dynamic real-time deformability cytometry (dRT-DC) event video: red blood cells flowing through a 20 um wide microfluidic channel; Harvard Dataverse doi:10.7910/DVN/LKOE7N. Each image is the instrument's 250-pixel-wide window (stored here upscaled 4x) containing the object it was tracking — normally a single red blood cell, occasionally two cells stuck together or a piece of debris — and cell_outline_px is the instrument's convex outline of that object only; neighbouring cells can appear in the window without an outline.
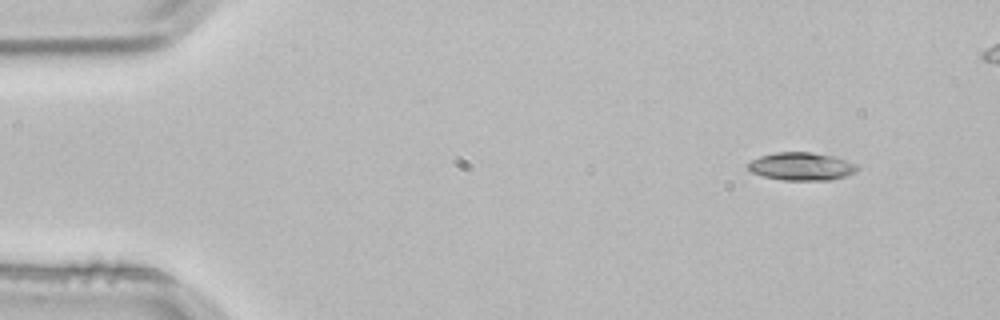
{"species": "common noctule bat (a hibernating species)", "species_latin": "Nyctalus noctula", "temperature_condition": "room temperature", "stored_images_in_passage": 2, "camera_frame_rate_fps": 3000, "um_per_image_px": 0.085, "animal": {"sex": "male", "body_mass_g": 21.5, "forearm_length_mm": 52.0}, "frame": {"image": 1, "passage_image": 1, "time_ms": 0.0, "image_size_px": [1000, 320], "cell_outline_px": [[860, 168], [856, 172], [844, 176], [828, 180], [784, 180], [764, 176], [752, 172], [744, 164], [760, 156], [776, 152], [812, 152], [832, 156], [856, 164]], "centroid_in_image_um": [68.1, 14.14], "position_along_channel_um": 16.9, "area_um2": 17.69}}